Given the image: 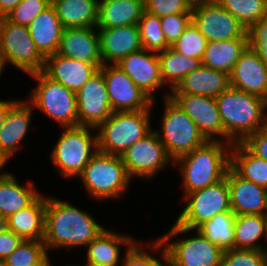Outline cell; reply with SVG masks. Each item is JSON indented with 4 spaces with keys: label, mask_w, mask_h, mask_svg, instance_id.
Here are the masks:
<instances>
[{
    "label": "cell",
    "mask_w": 267,
    "mask_h": 266,
    "mask_svg": "<svg viewBox=\"0 0 267 266\" xmlns=\"http://www.w3.org/2000/svg\"><path fill=\"white\" fill-rule=\"evenodd\" d=\"M107 227L100 225L89 211L69 201L46 196L43 242L47 252L87 246ZM76 246V247H75Z\"/></svg>",
    "instance_id": "1"
},
{
    "label": "cell",
    "mask_w": 267,
    "mask_h": 266,
    "mask_svg": "<svg viewBox=\"0 0 267 266\" xmlns=\"http://www.w3.org/2000/svg\"><path fill=\"white\" fill-rule=\"evenodd\" d=\"M232 144L222 141H206L193 151L174 160L179 166L183 197L222 180L230 167Z\"/></svg>",
    "instance_id": "2"
},
{
    "label": "cell",
    "mask_w": 267,
    "mask_h": 266,
    "mask_svg": "<svg viewBox=\"0 0 267 266\" xmlns=\"http://www.w3.org/2000/svg\"><path fill=\"white\" fill-rule=\"evenodd\" d=\"M215 99L224 129V142H243L265 127L261 97L230 86Z\"/></svg>",
    "instance_id": "3"
},
{
    "label": "cell",
    "mask_w": 267,
    "mask_h": 266,
    "mask_svg": "<svg viewBox=\"0 0 267 266\" xmlns=\"http://www.w3.org/2000/svg\"><path fill=\"white\" fill-rule=\"evenodd\" d=\"M151 112L152 110L113 112L96 128L98 151L122 156L128 147L153 130Z\"/></svg>",
    "instance_id": "4"
},
{
    "label": "cell",
    "mask_w": 267,
    "mask_h": 266,
    "mask_svg": "<svg viewBox=\"0 0 267 266\" xmlns=\"http://www.w3.org/2000/svg\"><path fill=\"white\" fill-rule=\"evenodd\" d=\"M78 179L88 196L98 201L121 198L128 192L131 181L121 156L100 151L91 158Z\"/></svg>",
    "instance_id": "5"
},
{
    "label": "cell",
    "mask_w": 267,
    "mask_h": 266,
    "mask_svg": "<svg viewBox=\"0 0 267 266\" xmlns=\"http://www.w3.org/2000/svg\"><path fill=\"white\" fill-rule=\"evenodd\" d=\"M95 130L80 125L64 127L50 154L52 165L63 178H77L98 152L97 133L91 132Z\"/></svg>",
    "instance_id": "6"
},
{
    "label": "cell",
    "mask_w": 267,
    "mask_h": 266,
    "mask_svg": "<svg viewBox=\"0 0 267 266\" xmlns=\"http://www.w3.org/2000/svg\"><path fill=\"white\" fill-rule=\"evenodd\" d=\"M191 231L193 229H187L174 222L171 228L159 237L164 245L170 266H221L224 251L197 230L193 231L196 236L173 240Z\"/></svg>",
    "instance_id": "7"
},
{
    "label": "cell",
    "mask_w": 267,
    "mask_h": 266,
    "mask_svg": "<svg viewBox=\"0 0 267 266\" xmlns=\"http://www.w3.org/2000/svg\"><path fill=\"white\" fill-rule=\"evenodd\" d=\"M163 101L160 129L155 131L168 155L175 160L203 145L207 140L195 122L171 97H166Z\"/></svg>",
    "instance_id": "8"
},
{
    "label": "cell",
    "mask_w": 267,
    "mask_h": 266,
    "mask_svg": "<svg viewBox=\"0 0 267 266\" xmlns=\"http://www.w3.org/2000/svg\"><path fill=\"white\" fill-rule=\"evenodd\" d=\"M28 76L37 81L36 88L33 87L27 99L34 111L43 112L63 128L78 126L76 93L53 81L42 71Z\"/></svg>",
    "instance_id": "9"
},
{
    "label": "cell",
    "mask_w": 267,
    "mask_h": 266,
    "mask_svg": "<svg viewBox=\"0 0 267 266\" xmlns=\"http://www.w3.org/2000/svg\"><path fill=\"white\" fill-rule=\"evenodd\" d=\"M0 60L25 74L43 71L45 58L37 50L29 28L0 18Z\"/></svg>",
    "instance_id": "10"
},
{
    "label": "cell",
    "mask_w": 267,
    "mask_h": 266,
    "mask_svg": "<svg viewBox=\"0 0 267 266\" xmlns=\"http://www.w3.org/2000/svg\"><path fill=\"white\" fill-rule=\"evenodd\" d=\"M181 199L186 202L176 223L195 230L200 224L219 213L231 211L230 192L226 176L206 188L188 193Z\"/></svg>",
    "instance_id": "11"
},
{
    "label": "cell",
    "mask_w": 267,
    "mask_h": 266,
    "mask_svg": "<svg viewBox=\"0 0 267 266\" xmlns=\"http://www.w3.org/2000/svg\"><path fill=\"white\" fill-rule=\"evenodd\" d=\"M121 158L131 179L152 180L167 165L174 164L155 129L128 147Z\"/></svg>",
    "instance_id": "12"
},
{
    "label": "cell",
    "mask_w": 267,
    "mask_h": 266,
    "mask_svg": "<svg viewBox=\"0 0 267 266\" xmlns=\"http://www.w3.org/2000/svg\"><path fill=\"white\" fill-rule=\"evenodd\" d=\"M192 22L209 41L248 39L247 29L217 0H206L191 9Z\"/></svg>",
    "instance_id": "13"
},
{
    "label": "cell",
    "mask_w": 267,
    "mask_h": 266,
    "mask_svg": "<svg viewBox=\"0 0 267 266\" xmlns=\"http://www.w3.org/2000/svg\"><path fill=\"white\" fill-rule=\"evenodd\" d=\"M108 97L113 112L152 110V101L116 64L102 65Z\"/></svg>",
    "instance_id": "14"
},
{
    "label": "cell",
    "mask_w": 267,
    "mask_h": 266,
    "mask_svg": "<svg viewBox=\"0 0 267 266\" xmlns=\"http://www.w3.org/2000/svg\"><path fill=\"white\" fill-rule=\"evenodd\" d=\"M170 97L195 122L207 141L224 142V129L214 97L186 93H170Z\"/></svg>",
    "instance_id": "15"
},
{
    "label": "cell",
    "mask_w": 267,
    "mask_h": 266,
    "mask_svg": "<svg viewBox=\"0 0 267 266\" xmlns=\"http://www.w3.org/2000/svg\"><path fill=\"white\" fill-rule=\"evenodd\" d=\"M76 100L80 126L97 128L113 113L100 69L76 93Z\"/></svg>",
    "instance_id": "16"
},
{
    "label": "cell",
    "mask_w": 267,
    "mask_h": 266,
    "mask_svg": "<svg viewBox=\"0 0 267 266\" xmlns=\"http://www.w3.org/2000/svg\"><path fill=\"white\" fill-rule=\"evenodd\" d=\"M128 77L146 94L152 101L154 93L162 90L164 82L161 77L160 60L156 52L141 49L130 53L117 64Z\"/></svg>",
    "instance_id": "17"
},
{
    "label": "cell",
    "mask_w": 267,
    "mask_h": 266,
    "mask_svg": "<svg viewBox=\"0 0 267 266\" xmlns=\"http://www.w3.org/2000/svg\"><path fill=\"white\" fill-rule=\"evenodd\" d=\"M57 54L74 60L103 65L97 27L64 28Z\"/></svg>",
    "instance_id": "18"
},
{
    "label": "cell",
    "mask_w": 267,
    "mask_h": 266,
    "mask_svg": "<svg viewBox=\"0 0 267 266\" xmlns=\"http://www.w3.org/2000/svg\"><path fill=\"white\" fill-rule=\"evenodd\" d=\"M226 178L230 192L231 210L238 215H265L267 212V189L239 176L231 167Z\"/></svg>",
    "instance_id": "19"
},
{
    "label": "cell",
    "mask_w": 267,
    "mask_h": 266,
    "mask_svg": "<svg viewBox=\"0 0 267 266\" xmlns=\"http://www.w3.org/2000/svg\"><path fill=\"white\" fill-rule=\"evenodd\" d=\"M102 64H117L130 53L142 49L138 24L97 29Z\"/></svg>",
    "instance_id": "20"
},
{
    "label": "cell",
    "mask_w": 267,
    "mask_h": 266,
    "mask_svg": "<svg viewBox=\"0 0 267 266\" xmlns=\"http://www.w3.org/2000/svg\"><path fill=\"white\" fill-rule=\"evenodd\" d=\"M230 86L263 97L267 93V65L247 46L229 75Z\"/></svg>",
    "instance_id": "21"
},
{
    "label": "cell",
    "mask_w": 267,
    "mask_h": 266,
    "mask_svg": "<svg viewBox=\"0 0 267 266\" xmlns=\"http://www.w3.org/2000/svg\"><path fill=\"white\" fill-rule=\"evenodd\" d=\"M99 69L92 63L53 54L45 58L43 73L77 93Z\"/></svg>",
    "instance_id": "22"
},
{
    "label": "cell",
    "mask_w": 267,
    "mask_h": 266,
    "mask_svg": "<svg viewBox=\"0 0 267 266\" xmlns=\"http://www.w3.org/2000/svg\"><path fill=\"white\" fill-rule=\"evenodd\" d=\"M33 106L28 100H17L7 114L0 128V151L10 159L21 149V143L30 129Z\"/></svg>",
    "instance_id": "23"
},
{
    "label": "cell",
    "mask_w": 267,
    "mask_h": 266,
    "mask_svg": "<svg viewBox=\"0 0 267 266\" xmlns=\"http://www.w3.org/2000/svg\"><path fill=\"white\" fill-rule=\"evenodd\" d=\"M135 240L137 239L130 235L126 236L106 228L86 246V263L96 266H119L123 259L121 247L128 249Z\"/></svg>",
    "instance_id": "24"
},
{
    "label": "cell",
    "mask_w": 267,
    "mask_h": 266,
    "mask_svg": "<svg viewBox=\"0 0 267 266\" xmlns=\"http://www.w3.org/2000/svg\"><path fill=\"white\" fill-rule=\"evenodd\" d=\"M229 87V74L202 65L188 73L170 93H186L216 98Z\"/></svg>",
    "instance_id": "25"
},
{
    "label": "cell",
    "mask_w": 267,
    "mask_h": 266,
    "mask_svg": "<svg viewBox=\"0 0 267 266\" xmlns=\"http://www.w3.org/2000/svg\"><path fill=\"white\" fill-rule=\"evenodd\" d=\"M28 28L37 50L44 58L57 53L64 27L52 4L39 13Z\"/></svg>",
    "instance_id": "26"
},
{
    "label": "cell",
    "mask_w": 267,
    "mask_h": 266,
    "mask_svg": "<svg viewBox=\"0 0 267 266\" xmlns=\"http://www.w3.org/2000/svg\"><path fill=\"white\" fill-rule=\"evenodd\" d=\"M145 10L144 0H99L97 29L138 24Z\"/></svg>",
    "instance_id": "27"
},
{
    "label": "cell",
    "mask_w": 267,
    "mask_h": 266,
    "mask_svg": "<svg viewBox=\"0 0 267 266\" xmlns=\"http://www.w3.org/2000/svg\"><path fill=\"white\" fill-rule=\"evenodd\" d=\"M46 195H39L29 206L7 218V228L26 240H43Z\"/></svg>",
    "instance_id": "28"
},
{
    "label": "cell",
    "mask_w": 267,
    "mask_h": 266,
    "mask_svg": "<svg viewBox=\"0 0 267 266\" xmlns=\"http://www.w3.org/2000/svg\"><path fill=\"white\" fill-rule=\"evenodd\" d=\"M27 181L21 185L12 172L0 179V213L6 218L29 206L40 195L33 180Z\"/></svg>",
    "instance_id": "29"
},
{
    "label": "cell",
    "mask_w": 267,
    "mask_h": 266,
    "mask_svg": "<svg viewBox=\"0 0 267 266\" xmlns=\"http://www.w3.org/2000/svg\"><path fill=\"white\" fill-rule=\"evenodd\" d=\"M64 28L96 27L99 0H51Z\"/></svg>",
    "instance_id": "30"
},
{
    "label": "cell",
    "mask_w": 267,
    "mask_h": 266,
    "mask_svg": "<svg viewBox=\"0 0 267 266\" xmlns=\"http://www.w3.org/2000/svg\"><path fill=\"white\" fill-rule=\"evenodd\" d=\"M157 54L160 60L161 77L168 89L162 94L164 98L170 97V92L178 86L188 73L202 66L200 59L184 56L171 47Z\"/></svg>",
    "instance_id": "31"
},
{
    "label": "cell",
    "mask_w": 267,
    "mask_h": 266,
    "mask_svg": "<svg viewBox=\"0 0 267 266\" xmlns=\"http://www.w3.org/2000/svg\"><path fill=\"white\" fill-rule=\"evenodd\" d=\"M247 46L248 39L209 41L201 60L202 65L230 75Z\"/></svg>",
    "instance_id": "32"
},
{
    "label": "cell",
    "mask_w": 267,
    "mask_h": 266,
    "mask_svg": "<svg viewBox=\"0 0 267 266\" xmlns=\"http://www.w3.org/2000/svg\"><path fill=\"white\" fill-rule=\"evenodd\" d=\"M230 167L242 178L267 189V161L253 154L242 142L232 144Z\"/></svg>",
    "instance_id": "33"
},
{
    "label": "cell",
    "mask_w": 267,
    "mask_h": 266,
    "mask_svg": "<svg viewBox=\"0 0 267 266\" xmlns=\"http://www.w3.org/2000/svg\"><path fill=\"white\" fill-rule=\"evenodd\" d=\"M263 238L267 243L265 215L252 214L236 216L235 249L267 250L266 244H261V239Z\"/></svg>",
    "instance_id": "34"
},
{
    "label": "cell",
    "mask_w": 267,
    "mask_h": 266,
    "mask_svg": "<svg viewBox=\"0 0 267 266\" xmlns=\"http://www.w3.org/2000/svg\"><path fill=\"white\" fill-rule=\"evenodd\" d=\"M235 213L222 212L200 224L195 230L223 251L235 248Z\"/></svg>",
    "instance_id": "35"
},
{
    "label": "cell",
    "mask_w": 267,
    "mask_h": 266,
    "mask_svg": "<svg viewBox=\"0 0 267 266\" xmlns=\"http://www.w3.org/2000/svg\"><path fill=\"white\" fill-rule=\"evenodd\" d=\"M143 242L137 239L126 249L122 262L120 263L122 266H170L164 245L159 238L154 239V241L151 240L152 243ZM146 243L148 244L146 245ZM143 247H146V249ZM147 249L152 252L146 251ZM154 252L156 255H160L159 257L162 258L161 261L160 258H155L157 256H154Z\"/></svg>",
    "instance_id": "36"
},
{
    "label": "cell",
    "mask_w": 267,
    "mask_h": 266,
    "mask_svg": "<svg viewBox=\"0 0 267 266\" xmlns=\"http://www.w3.org/2000/svg\"><path fill=\"white\" fill-rule=\"evenodd\" d=\"M48 253L43 240L23 239L3 263L4 266H49L52 261Z\"/></svg>",
    "instance_id": "37"
},
{
    "label": "cell",
    "mask_w": 267,
    "mask_h": 266,
    "mask_svg": "<svg viewBox=\"0 0 267 266\" xmlns=\"http://www.w3.org/2000/svg\"><path fill=\"white\" fill-rule=\"evenodd\" d=\"M248 30L267 14V0H217Z\"/></svg>",
    "instance_id": "38"
},
{
    "label": "cell",
    "mask_w": 267,
    "mask_h": 266,
    "mask_svg": "<svg viewBox=\"0 0 267 266\" xmlns=\"http://www.w3.org/2000/svg\"><path fill=\"white\" fill-rule=\"evenodd\" d=\"M142 49L159 53L171 47L164 36L161 19L144 10L138 23Z\"/></svg>",
    "instance_id": "39"
},
{
    "label": "cell",
    "mask_w": 267,
    "mask_h": 266,
    "mask_svg": "<svg viewBox=\"0 0 267 266\" xmlns=\"http://www.w3.org/2000/svg\"><path fill=\"white\" fill-rule=\"evenodd\" d=\"M207 43L208 40L191 21L171 48L184 56L202 60Z\"/></svg>",
    "instance_id": "40"
},
{
    "label": "cell",
    "mask_w": 267,
    "mask_h": 266,
    "mask_svg": "<svg viewBox=\"0 0 267 266\" xmlns=\"http://www.w3.org/2000/svg\"><path fill=\"white\" fill-rule=\"evenodd\" d=\"M221 266H267V250H226Z\"/></svg>",
    "instance_id": "41"
},
{
    "label": "cell",
    "mask_w": 267,
    "mask_h": 266,
    "mask_svg": "<svg viewBox=\"0 0 267 266\" xmlns=\"http://www.w3.org/2000/svg\"><path fill=\"white\" fill-rule=\"evenodd\" d=\"M50 4L51 0H22L5 18L13 24L28 27Z\"/></svg>",
    "instance_id": "42"
},
{
    "label": "cell",
    "mask_w": 267,
    "mask_h": 266,
    "mask_svg": "<svg viewBox=\"0 0 267 266\" xmlns=\"http://www.w3.org/2000/svg\"><path fill=\"white\" fill-rule=\"evenodd\" d=\"M167 43L172 46L192 21V13H179L160 17Z\"/></svg>",
    "instance_id": "43"
},
{
    "label": "cell",
    "mask_w": 267,
    "mask_h": 266,
    "mask_svg": "<svg viewBox=\"0 0 267 266\" xmlns=\"http://www.w3.org/2000/svg\"><path fill=\"white\" fill-rule=\"evenodd\" d=\"M248 46L267 65V14L248 30Z\"/></svg>",
    "instance_id": "44"
},
{
    "label": "cell",
    "mask_w": 267,
    "mask_h": 266,
    "mask_svg": "<svg viewBox=\"0 0 267 266\" xmlns=\"http://www.w3.org/2000/svg\"><path fill=\"white\" fill-rule=\"evenodd\" d=\"M145 11L165 17L179 13H191L192 6L185 0H144Z\"/></svg>",
    "instance_id": "45"
},
{
    "label": "cell",
    "mask_w": 267,
    "mask_h": 266,
    "mask_svg": "<svg viewBox=\"0 0 267 266\" xmlns=\"http://www.w3.org/2000/svg\"><path fill=\"white\" fill-rule=\"evenodd\" d=\"M253 154L267 161V127L249 135L242 142Z\"/></svg>",
    "instance_id": "46"
},
{
    "label": "cell",
    "mask_w": 267,
    "mask_h": 266,
    "mask_svg": "<svg viewBox=\"0 0 267 266\" xmlns=\"http://www.w3.org/2000/svg\"><path fill=\"white\" fill-rule=\"evenodd\" d=\"M23 239L10 229L0 232V261L6 259Z\"/></svg>",
    "instance_id": "47"
},
{
    "label": "cell",
    "mask_w": 267,
    "mask_h": 266,
    "mask_svg": "<svg viewBox=\"0 0 267 266\" xmlns=\"http://www.w3.org/2000/svg\"><path fill=\"white\" fill-rule=\"evenodd\" d=\"M22 0H0V18L6 17Z\"/></svg>",
    "instance_id": "48"
},
{
    "label": "cell",
    "mask_w": 267,
    "mask_h": 266,
    "mask_svg": "<svg viewBox=\"0 0 267 266\" xmlns=\"http://www.w3.org/2000/svg\"><path fill=\"white\" fill-rule=\"evenodd\" d=\"M18 100L17 99H9V100H0V128L4 124L7 114L10 110V107Z\"/></svg>",
    "instance_id": "49"
},
{
    "label": "cell",
    "mask_w": 267,
    "mask_h": 266,
    "mask_svg": "<svg viewBox=\"0 0 267 266\" xmlns=\"http://www.w3.org/2000/svg\"><path fill=\"white\" fill-rule=\"evenodd\" d=\"M10 158L2 151H0V179L6 177L10 172L3 171L4 166L9 163Z\"/></svg>",
    "instance_id": "50"
},
{
    "label": "cell",
    "mask_w": 267,
    "mask_h": 266,
    "mask_svg": "<svg viewBox=\"0 0 267 266\" xmlns=\"http://www.w3.org/2000/svg\"><path fill=\"white\" fill-rule=\"evenodd\" d=\"M262 101H263L264 121H265V126L267 127V93L262 97Z\"/></svg>",
    "instance_id": "51"
},
{
    "label": "cell",
    "mask_w": 267,
    "mask_h": 266,
    "mask_svg": "<svg viewBox=\"0 0 267 266\" xmlns=\"http://www.w3.org/2000/svg\"><path fill=\"white\" fill-rule=\"evenodd\" d=\"M7 229V218L0 213V232Z\"/></svg>",
    "instance_id": "52"
},
{
    "label": "cell",
    "mask_w": 267,
    "mask_h": 266,
    "mask_svg": "<svg viewBox=\"0 0 267 266\" xmlns=\"http://www.w3.org/2000/svg\"><path fill=\"white\" fill-rule=\"evenodd\" d=\"M190 6H195L206 0H185Z\"/></svg>",
    "instance_id": "53"
},
{
    "label": "cell",
    "mask_w": 267,
    "mask_h": 266,
    "mask_svg": "<svg viewBox=\"0 0 267 266\" xmlns=\"http://www.w3.org/2000/svg\"><path fill=\"white\" fill-rule=\"evenodd\" d=\"M5 69H4V67H3V65H2V62H1V60H0V78H1V74H2V72L4 71Z\"/></svg>",
    "instance_id": "54"
},
{
    "label": "cell",
    "mask_w": 267,
    "mask_h": 266,
    "mask_svg": "<svg viewBox=\"0 0 267 266\" xmlns=\"http://www.w3.org/2000/svg\"><path fill=\"white\" fill-rule=\"evenodd\" d=\"M79 266H96V265H93V264H90V263H85L83 265L79 264Z\"/></svg>",
    "instance_id": "55"
},
{
    "label": "cell",
    "mask_w": 267,
    "mask_h": 266,
    "mask_svg": "<svg viewBox=\"0 0 267 266\" xmlns=\"http://www.w3.org/2000/svg\"><path fill=\"white\" fill-rule=\"evenodd\" d=\"M65 266H79V265H78V264H76V265H75V264H72V265H70V264L67 265V264H66Z\"/></svg>",
    "instance_id": "56"
},
{
    "label": "cell",
    "mask_w": 267,
    "mask_h": 266,
    "mask_svg": "<svg viewBox=\"0 0 267 266\" xmlns=\"http://www.w3.org/2000/svg\"><path fill=\"white\" fill-rule=\"evenodd\" d=\"M265 217H266V227H267V212L265 213Z\"/></svg>",
    "instance_id": "57"
},
{
    "label": "cell",
    "mask_w": 267,
    "mask_h": 266,
    "mask_svg": "<svg viewBox=\"0 0 267 266\" xmlns=\"http://www.w3.org/2000/svg\"><path fill=\"white\" fill-rule=\"evenodd\" d=\"M0 266H4V263H3V261H0Z\"/></svg>",
    "instance_id": "58"
}]
</instances>
